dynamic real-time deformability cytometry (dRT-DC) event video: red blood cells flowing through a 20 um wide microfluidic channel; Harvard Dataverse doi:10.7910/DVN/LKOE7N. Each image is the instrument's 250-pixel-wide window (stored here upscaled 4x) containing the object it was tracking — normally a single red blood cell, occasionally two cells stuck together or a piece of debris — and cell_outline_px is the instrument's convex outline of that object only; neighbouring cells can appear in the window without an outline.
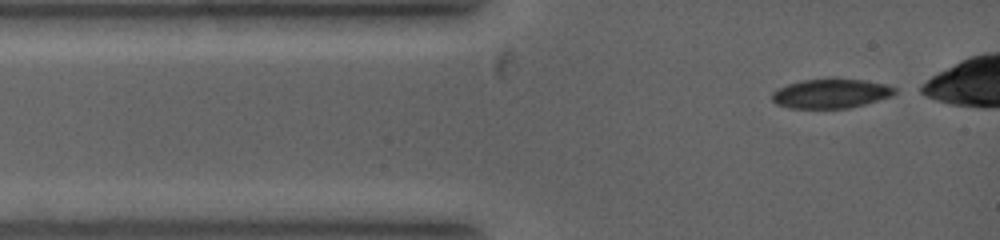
{"species": "common noctule bat (a hibernating species)", "species_latin": "Nyctalus noctula", "temperature_condition": "warm", "stored_images_in_passage": 2, "camera_frame_rate_fps": 5000, "um_per_image_px": 0.085, "animal": {"sex": "female", "body_mass_g": 19.0, "forearm_length_mm": 53.3}, "frame": {"image": 1, "passage_image": 2, "time_ms": 0.2, "image_size_px": [1000, 240], "cell_outline_px": [[896, 92], [892, 96], [864, 104], [848, 108], [788, 108], [776, 104], [772, 100], [772, 92], [788, 84], [804, 80], [832, 76], [864, 80], [884, 84], [896, 88]], "centroid_in_image_um": [70.62, 7.92], "position_along_channel_um": 14.4, "area_um2": 21.39}}